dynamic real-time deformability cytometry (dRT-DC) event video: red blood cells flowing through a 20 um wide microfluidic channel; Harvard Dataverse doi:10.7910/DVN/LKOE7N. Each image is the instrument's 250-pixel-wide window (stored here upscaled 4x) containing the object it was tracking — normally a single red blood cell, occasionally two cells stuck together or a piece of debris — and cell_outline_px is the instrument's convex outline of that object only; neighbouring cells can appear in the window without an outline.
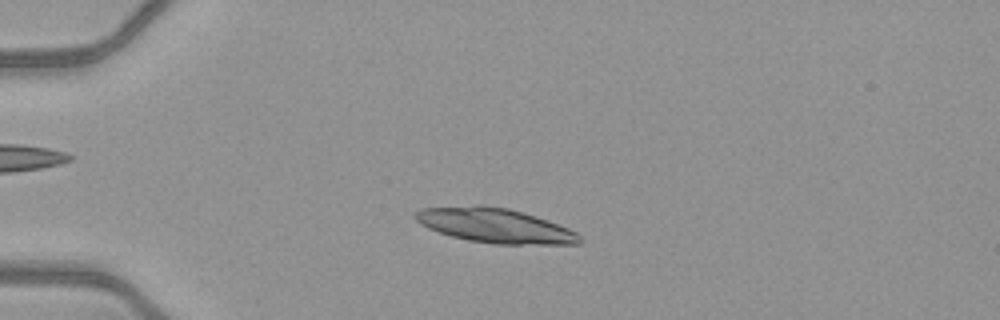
{"species": "common noctule bat (a hibernating species)", "species_latin": "Nyctalus noctula", "temperature_condition": "warm", "stored_images_in_passage": 48, "camera_frame_rate_fps": 3000, "um_per_image_px": 0.085, "animal": {"sex": "female", "body_mass_g": 21.9}, "frame": {"image": 1, "passage_image": 11, "time_ms": 3.333, "image_size_px": [1000, 320], "cell_outline_px": [[584, 240], [580, 244], [492, 244], [468, 240], [452, 236], [428, 228], [420, 224], [412, 216], [420, 208], [476, 204], [480, 204], [508, 208], [536, 216], [548, 220], [568, 228], [576, 232]], "centroid_in_image_um": [42.06, 19.16], "position_along_channel_um": 42.9, "area_um2": 33.35}}